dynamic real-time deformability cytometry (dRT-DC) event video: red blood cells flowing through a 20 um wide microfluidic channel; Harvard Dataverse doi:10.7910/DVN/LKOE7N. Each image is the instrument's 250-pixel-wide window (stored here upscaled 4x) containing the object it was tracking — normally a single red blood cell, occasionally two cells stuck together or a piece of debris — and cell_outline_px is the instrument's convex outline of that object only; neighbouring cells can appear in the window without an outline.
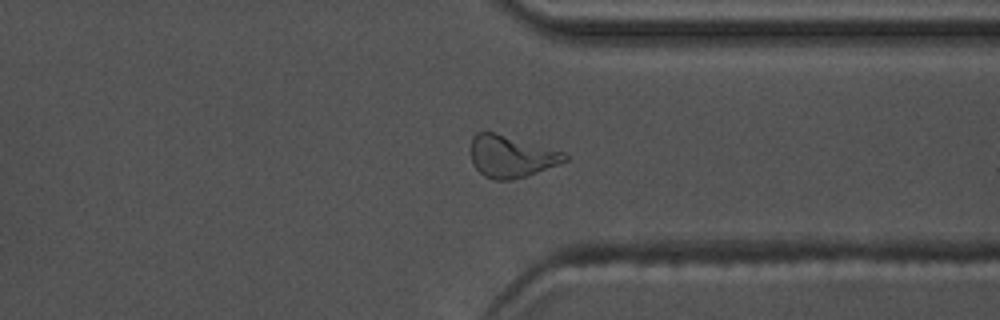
{"species": "common noctule bat (a hibernating species)", "species_latin": "Nyctalus noctula", "temperature_condition": "warm", "stored_images_in_passage": 55, "camera_frame_rate_fps": 3000, "um_per_image_px": 0.085, "animal": {"sex": "male", "body_mass_g": 17.5, "forearm_length_mm": 52.3}, "frame": {"image": 1, "passage_image": 42, "time_ms": 13.667, "image_size_px": [1000, 320], "cell_outline_px": [[568, 160], [528, 176], [512, 180], [496, 180], [484, 176], [472, 164], [472, 136], [476, 132], [492, 132], [564, 152], [568, 156]], "centroid_in_image_um": [43.45, 13.32], "position_along_channel_um": 368.0, "area_um2": 22.66}}
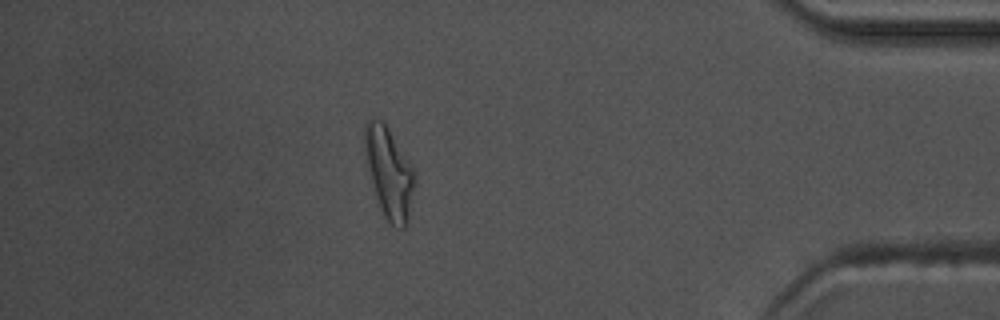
{"frame": {"image": 2, "passage_image": 48, "time_ms": 15.667, "image_size_px": [1000, 320], "cell_outline_px": [[412, 188], [408, 224], [404, 228], [400, 228], [392, 224], [384, 216], [380, 208], [376, 196], [368, 168], [364, 148], [364, 124], [368, 120], [384, 120], [412, 164]], "centroid_in_image_um": [33.04, 14.62], "position_along_channel_um": 402.2, "area_um2": 25.78}, "authors_computed_cell_mechanics": {"area_um2": 21.3282, "velocity_mm_per_s": 3.7283, "shape_relaxation_time_tau1_ms": null, "shape_relaxation_time_tau2_ms": 2.3645, "deformation_change_tau1": null, "deformation_change_tau2": 0.1212}}